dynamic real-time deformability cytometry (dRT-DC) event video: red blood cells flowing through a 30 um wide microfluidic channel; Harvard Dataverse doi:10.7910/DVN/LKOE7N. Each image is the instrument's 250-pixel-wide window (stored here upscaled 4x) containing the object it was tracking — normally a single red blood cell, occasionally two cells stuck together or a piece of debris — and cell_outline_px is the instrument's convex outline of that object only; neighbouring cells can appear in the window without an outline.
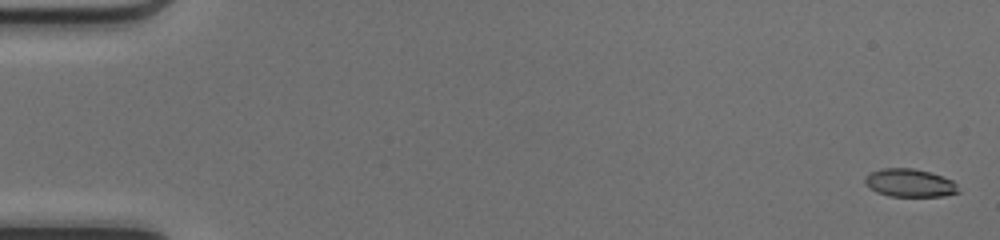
{"species": "common noctule bat (a hibernating species)", "species_latin": "Nyctalus noctula", "temperature_condition": "cold", "stored_images_in_passage": 52, "camera_frame_rate_fps": 3000, "um_per_image_px": 0.085, "animal": {"sex": "female", "body_mass_g": 17.0, "forearm_length_mm": 48.0}, "frame": {"image": 1, "passage_image": 2, "time_ms": 0.333, "image_size_px": [1000, 240], "cell_outline_px": [[960, 192], [944, 196], [888, 196], [876, 192], [864, 184], [864, 176], [868, 172], [880, 168], [912, 168], [932, 172], [952, 180], [956, 184]], "centroid_in_image_um": [77.28, 15.54], "position_along_channel_um": 7.7, "area_um2": 15.55}}
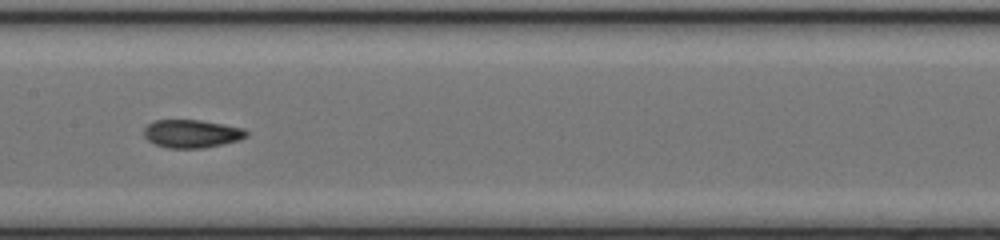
{"frame": {"image": 2, "passage_image": 27, "time_ms": 8.667, "image_size_px": [1000, 240], "cell_outline_px": [[248, 136], [240, 140], [204, 148], [168, 148], [156, 144], [148, 140], [144, 136], [144, 128], [148, 124], [156, 120], [200, 120], [224, 124], [244, 128], [248, 132]], "centroid_in_image_um": [16.32, 11.36], "position_along_channel_um": 191.1, "area_um2": 16.82}}
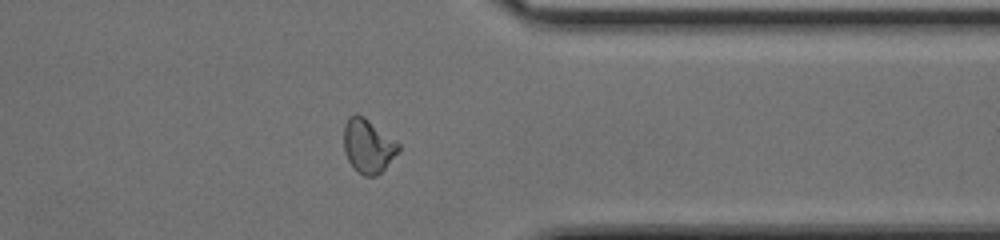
{"frame": {"image": 3, "passage_image": 41, "time_ms": 13.333, "image_size_px": [1000, 240], "cell_outline_px": [[400, 148], [384, 168], [376, 176], [364, 176], [348, 160], [344, 152], [344, 124], [348, 116], [356, 112], [364, 116], [396, 140], [400, 144]], "centroid_in_image_um": [31.26, 12.35], "position_along_channel_um": 380.1, "area_um2": 17.05}, "authors_computed_cell_mechanics": {"area_um2": 16.6464, "velocity_mm_per_s": 4.1924, "shape_relaxation_time_tau1_ms": null, "shape_relaxation_time_tau2_ms": 1.9418, "deformation_change_tau1": null, "deformation_change_tau2": 0.0789}}